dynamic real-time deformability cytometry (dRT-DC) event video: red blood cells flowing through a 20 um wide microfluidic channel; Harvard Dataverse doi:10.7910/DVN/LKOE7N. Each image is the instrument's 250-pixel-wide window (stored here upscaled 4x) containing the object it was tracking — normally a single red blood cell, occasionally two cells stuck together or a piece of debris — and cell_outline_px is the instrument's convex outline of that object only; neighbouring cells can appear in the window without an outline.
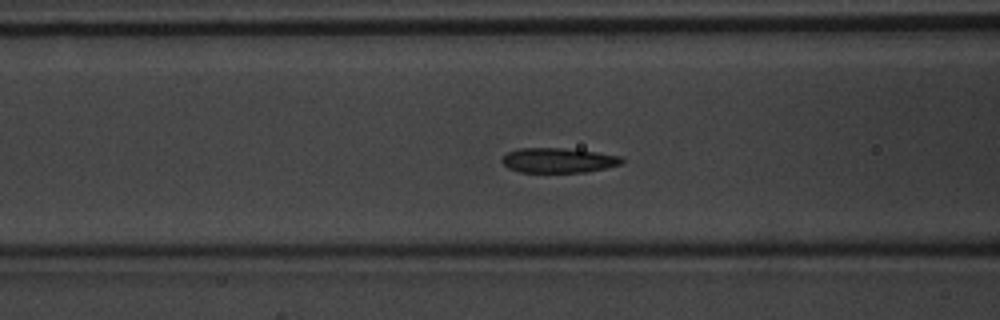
{"species": "common noctule bat (a hibernating species)", "species_latin": "Nyctalus noctula", "temperature_condition": "warm", "stored_images_in_passage": 39, "camera_frame_rate_fps": 3000, "um_per_image_px": 0.085, "animal": {"sex": "male", "body_mass_g": 20.1, "forearm_length_mm": 53.5}, "frame": {"image": 1, "passage_image": 10, "time_ms": 3.0, "image_size_px": [1000, 320], "cell_outline_px": [[624, 164], [588, 172], [520, 172], [508, 168], [500, 160], [508, 152], [520, 148], [564, 148], [596, 152], [624, 156]], "centroid_in_image_um": [47.52, 13.63], "position_along_channel_um": 119.1, "area_um2": 17.51}}
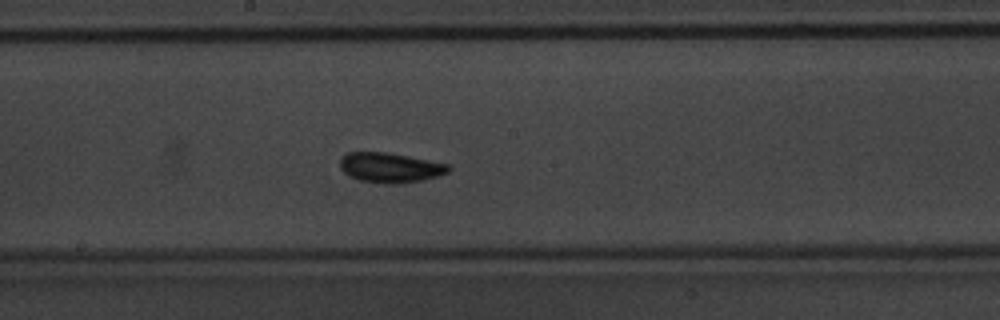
{"frame": {"image": 2, "passage_image": 17, "time_ms": 5.333, "image_size_px": [1000, 320], "cell_outline_px": [[452, 168], [448, 172], [436, 176], [420, 180], [400, 184], [380, 184], [360, 180], [348, 176], [340, 168], [340, 156], [348, 152], [388, 152], [448, 164]], "centroid_in_image_um": [33.12, 14.25], "position_along_channel_um": 215.1, "area_um2": 19.02}}
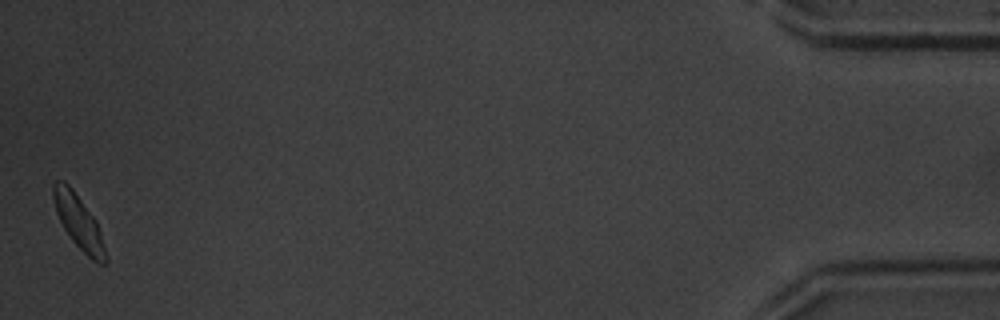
{"frame": {"image": 3, "passage_image": 39, "time_ms": 12.667, "image_size_px": [1000, 320], "cell_outline_px": [[108, 264], [100, 264], [92, 260], [72, 240], [64, 228], [56, 212], [52, 196], [52, 184], [56, 180], [64, 180], [72, 188], [96, 220], [100, 232], [108, 260]], "centroid_in_image_um": [6.68, 18.85], "position_along_channel_um": 428.5, "area_um2": 16.24}, "authors_computed_cell_mechanics": {"area_um2": 17.3978, "velocity_mm_per_s": 4.1081, "shape_relaxation_time_tau1_ms": 1.4751, "shape_relaxation_time_tau2_ms": 4.0837, "deformation_change_tau1": 0.0954, "deformation_change_tau2": 0.0884}}